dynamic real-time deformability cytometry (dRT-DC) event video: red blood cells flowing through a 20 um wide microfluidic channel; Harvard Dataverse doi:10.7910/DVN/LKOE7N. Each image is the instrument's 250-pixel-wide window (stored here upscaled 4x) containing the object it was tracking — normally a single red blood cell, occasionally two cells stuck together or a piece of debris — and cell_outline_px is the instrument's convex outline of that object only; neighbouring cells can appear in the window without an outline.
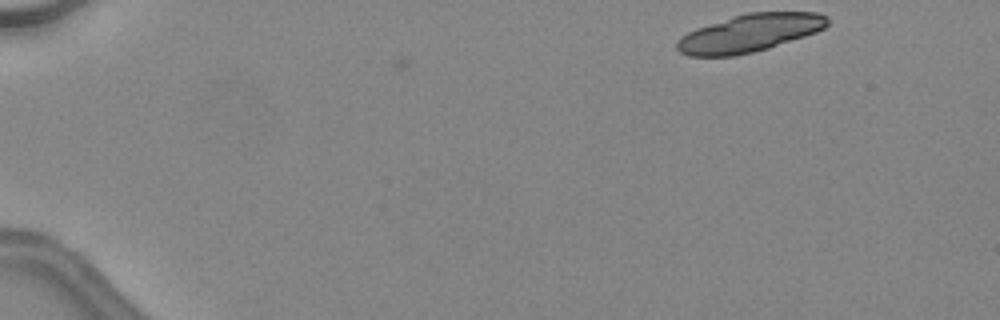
{"species": "common noctule bat (a hibernating species)", "species_latin": "Nyctalus noctula", "temperature_condition": "warm", "stored_images_in_passage": 3, "camera_frame_rate_fps": 3000, "um_per_image_px": 0.085, "animal": {"sex": "female", "body_mass_g": 24.6, "forearm_length_mm": 56.2}, "frame": {"image": 1, "passage_image": 3, "time_ms": 0.667, "image_size_px": [1000, 320], "cell_outline_px": [[828, 24], [824, 28], [816, 32], [768, 48], [736, 56], [688, 56], [680, 52], [676, 48], [676, 40], [680, 36], [696, 28], [748, 12], [816, 12], [828, 16]], "centroid_in_image_um": [63.7, 2.81], "position_along_channel_um": 21.3, "area_um2": 32.95}}